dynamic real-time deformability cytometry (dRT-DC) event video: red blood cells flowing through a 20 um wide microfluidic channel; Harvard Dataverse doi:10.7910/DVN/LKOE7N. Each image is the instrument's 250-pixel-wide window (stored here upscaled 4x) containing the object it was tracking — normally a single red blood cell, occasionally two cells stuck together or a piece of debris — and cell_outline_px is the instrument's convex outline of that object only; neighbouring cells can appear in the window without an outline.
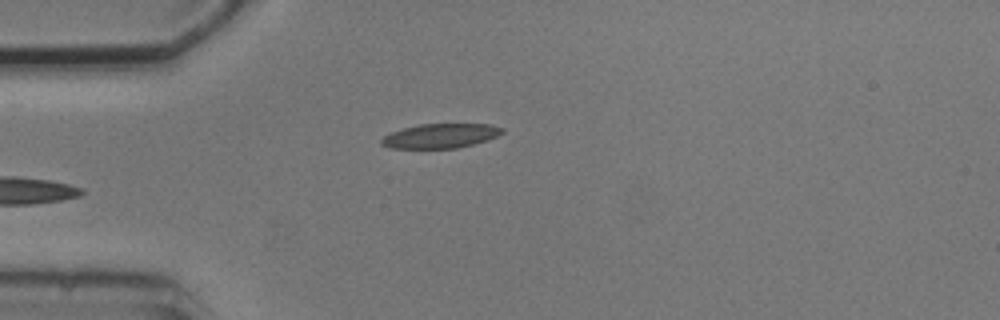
{"species": "common noctule bat (a hibernating species)", "species_latin": "Nyctalus noctula", "temperature_condition": "cold", "stored_images_in_passage": 5, "camera_frame_rate_fps": 3000, "um_per_image_px": 0.085, "animal": {"sex": "male", "body_mass_g": 20.5, "forearm_length_mm": 52.5}, "frame": {"image": 1, "passage_image": 5, "time_ms": 4.667, "image_size_px": [1000, 320], "cell_outline_px": [[504, 132], [488, 140], [456, 148], [392, 148], [380, 144], [380, 140], [384, 136], [392, 132], [404, 128], [420, 124], [488, 124], [504, 128]], "centroid_in_image_um": [37.44, 11.55], "position_along_channel_um": 47.6, "area_um2": 17.05}}